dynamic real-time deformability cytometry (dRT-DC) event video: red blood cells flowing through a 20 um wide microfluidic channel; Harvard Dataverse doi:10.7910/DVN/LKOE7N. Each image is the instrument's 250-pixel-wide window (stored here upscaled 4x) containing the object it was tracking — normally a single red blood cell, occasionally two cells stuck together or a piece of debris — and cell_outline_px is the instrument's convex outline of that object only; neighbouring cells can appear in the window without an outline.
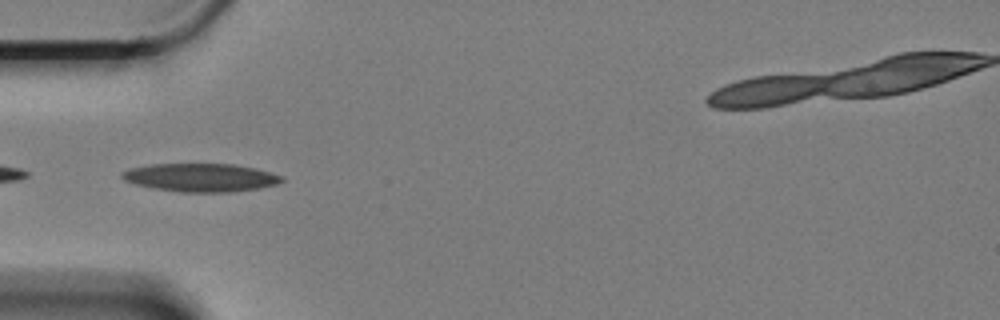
{"species": "Egyptian fruit bat (a non-hibernating species)", "species_latin": "Rousettus aegyptiacus", "temperature_condition": "cold", "stored_images_in_passage": 21, "camera_frame_rate_fps": 3000, "um_per_image_px": 0.085, "animal": {"sex": "female"}, "frame": {"image": 1, "passage_image": 1, "time_ms": 0.0, "image_size_px": [1000, 320], "cell_outline_px": [[284, 180], [276, 184], [260, 188], [232, 192], [180, 192], [152, 188], [136, 184], [124, 180], [120, 176], [120, 172], [132, 168], [152, 164], [232, 164], [256, 168], [284, 176]], "centroid_in_image_um": [17.07, 15.09], "position_along_channel_um": 67.9, "area_um2": 26.36}}
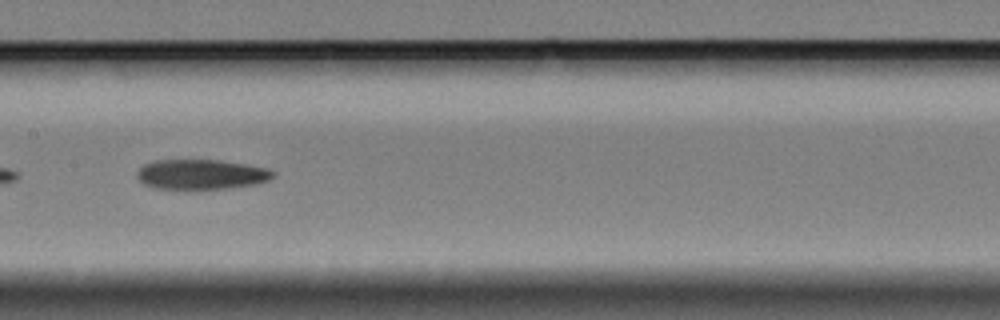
{"frame": {"image": 2, "passage_image": 12, "time_ms": 3.667, "image_size_px": [1000, 320], "cell_outline_px": [[276, 176], [268, 180], [256, 184], [200, 192], [188, 192], [152, 188], [144, 184], [136, 176], [136, 172], [144, 164], [156, 160], [216, 160], [268, 168], [276, 172]], "centroid_in_image_um": [17.07, 14.88], "position_along_channel_um": 190.3, "area_um2": 24.8}}
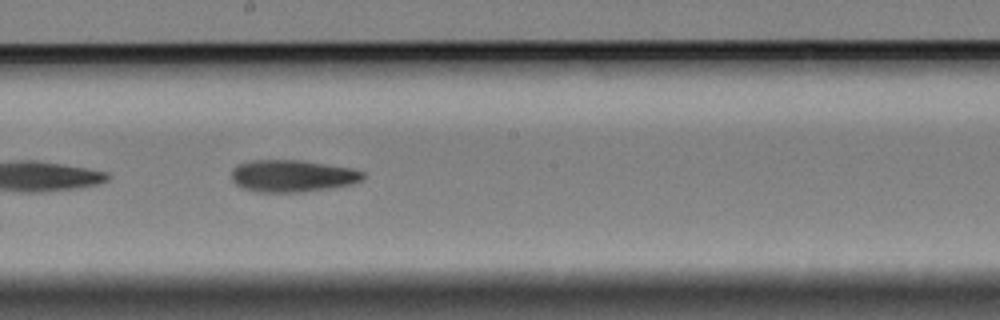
{"frame": {"image": 3, "passage_image": 15, "time_ms": 4.667, "image_size_px": [1000, 320], "cell_outline_px": [[364, 180], [352, 184], [332, 188], [300, 192], [256, 192], [240, 188], [232, 180], [232, 168], [240, 164], [252, 160], [300, 160], [352, 168], [364, 172]], "centroid_in_image_um": [24.86, 14.96], "position_along_channel_um": 223.3, "area_um2": 24.74}}